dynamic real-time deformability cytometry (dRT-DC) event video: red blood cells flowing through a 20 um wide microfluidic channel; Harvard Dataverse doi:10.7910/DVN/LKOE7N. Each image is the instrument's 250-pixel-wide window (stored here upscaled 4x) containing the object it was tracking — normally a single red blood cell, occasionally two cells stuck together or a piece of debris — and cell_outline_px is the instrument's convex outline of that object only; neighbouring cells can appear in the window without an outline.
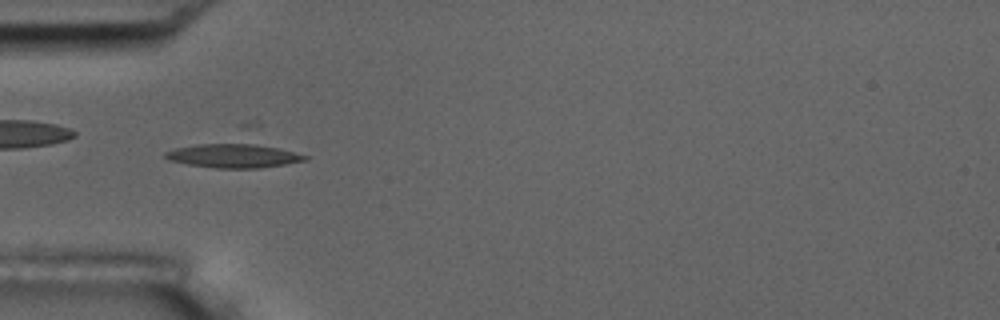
{"species": "common noctule bat (a hibernating species)", "species_latin": "Nyctalus noctula", "temperature_condition": "room temperature", "stored_images_in_passage": 10, "camera_frame_rate_fps": 3000, "um_per_image_px": 0.085, "animal": {"sex": "male", "body_mass_g": 17.5, "forearm_length_mm": 52.3}, "frame": {"image": 1, "passage_image": 6, "time_ms": 5.667, "image_size_px": [1000, 320], "cell_outline_px": [[308, 160], [260, 168], [216, 168], [188, 164], [168, 160], [164, 156], [164, 152], [176, 148], [196, 144], [244, 140], [280, 148], [308, 156]], "centroid_in_image_um": [19.85, 13.19], "position_along_channel_um": 65.1, "area_um2": 20.29}}
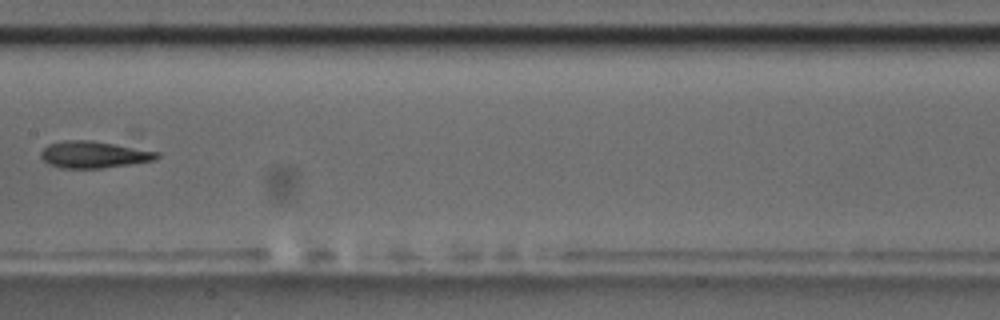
{"frame": {"image": 2, "passage_image": 9, "time_ms": 9.333, "image_size_px": [1000, 320], "cell_outline_px": [[160, 156], [152, 160], [128, 164], [100, 168], [60, 168], [48, 164], [40, 156], [40, 152], [48, 144], [64, 140], [92, 140], [140, 148], [160, 152]], "centroid_in_image_um": [7.95, 13.13], "position_along_channel_um": 199.5, "area_um2": 18.09}}
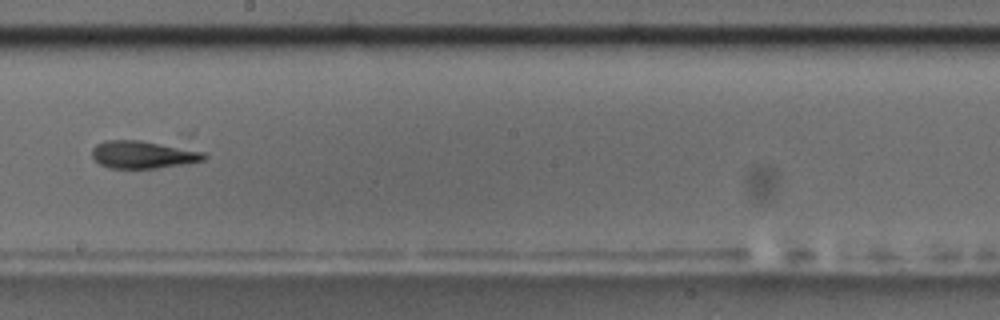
{"frame": {"image": 3, "passage_image": 10, "time_ms": 10.333, "image_size_px": [1000, 320], "cell_outline_px": [[208, 156], [204, 160], [188, 164], [156, 168], [108, 168], [100, 164], [92, 156], [92, 148], [96, 144], [104, 140], [140, 140], [192, 148], [204, 152]], "centroid_in_image_um": [12.21, 13.13], "position_along_channel_um": 236.0, "area_um2": 18.38}}